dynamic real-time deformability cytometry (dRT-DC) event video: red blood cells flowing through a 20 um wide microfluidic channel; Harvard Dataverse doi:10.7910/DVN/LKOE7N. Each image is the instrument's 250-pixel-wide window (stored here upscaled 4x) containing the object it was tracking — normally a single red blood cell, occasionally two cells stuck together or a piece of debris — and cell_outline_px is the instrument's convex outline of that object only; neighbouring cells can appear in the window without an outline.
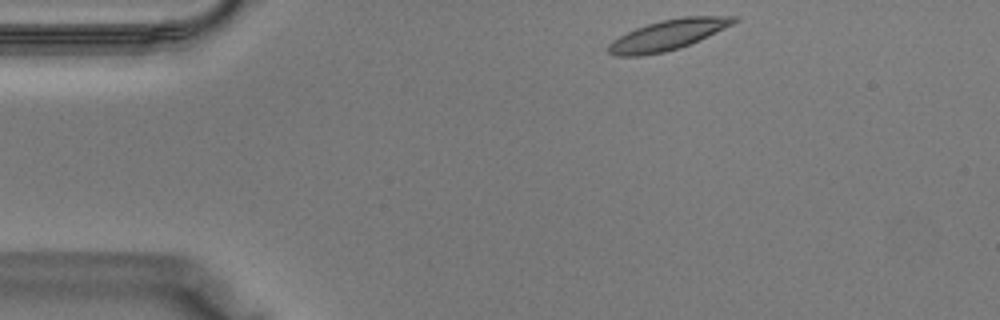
{"species": "Egyptian fruit bat (a non-hibernating species)", "species_latin": "Rousettus aegyptiacus", "temperature_condition": "warm", "stored_images_in_passage": 7, "camera_frame_rate_fps": 3000, "um_per_image_px": 0.085, "animal": {"sex": "male"}, "frame": {"image": 1, "passage_image": 1, "time_ms": 0.0, "image_size_px": [1000, 320], "cell_outline_px": [[740, 20], [732, 24], [680, 48], [664, 52], [640, 56], [612, 56], [608, 52], [608, 44], [612, 40], [636, 28], [660, 20], [684, 16], [736, 16]], "centroid_in_image_um": [56.73, 2.97], "position_along_channel_um": 28.3, "area_um2": 21.91}}